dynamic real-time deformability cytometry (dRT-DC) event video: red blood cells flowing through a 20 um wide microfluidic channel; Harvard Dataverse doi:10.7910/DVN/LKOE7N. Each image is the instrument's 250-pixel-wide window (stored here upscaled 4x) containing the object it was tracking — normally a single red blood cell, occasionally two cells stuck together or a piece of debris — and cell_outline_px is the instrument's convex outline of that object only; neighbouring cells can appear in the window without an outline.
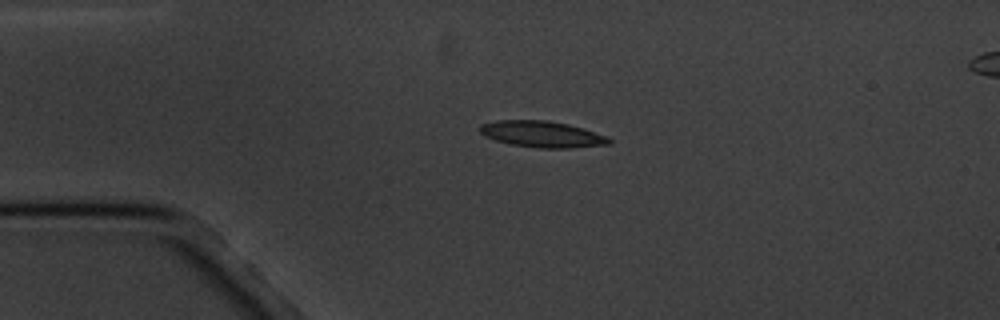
{"species": "common noctule bat (a hibernating species)", "species_latin": "Nyctalus noctula", "temperature_condition": "cold", "stored_images_in_passage": 5, "camera_frame_rate_fps": 3000, "um_per_image_px": 0.085, "animal": {"sex": "male", "body_mass_g": 20.1, "forearm_length_mm": 53.5}, "frame": {"image": 1, "passage_image": 3, "time_ms": 2.333, "image_size_px": [1000, 320], "cell_outline_px": [[612, 144], [568, 148], [540, 148], [508, 144], [484, 136], [480, 132], [480, 124], [496, 120], [548, 120], [568, 124], [584, 128], [608, 136], [612, 140]], "centroid_in_image_um": [46.1, 11.4], "position_along_channel_um": 38.9, "area_um2": 20.0}}
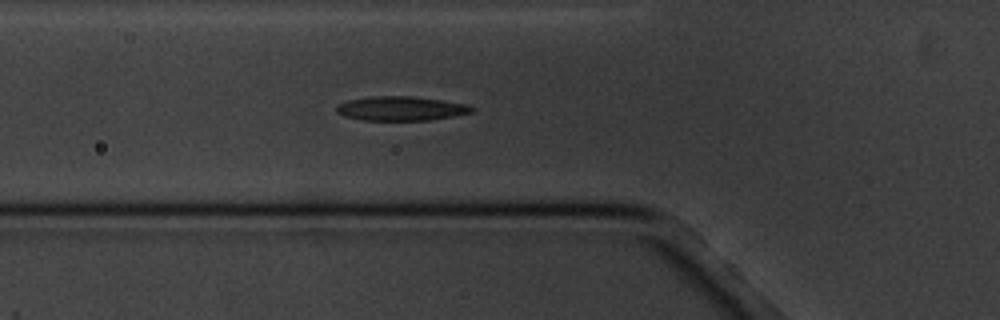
{"frame": {"image": 2, "passage_image": 5, "time_ms": 4.667, "image_size_px": [1000, 320], "cell_outline_px": [[476, 108], [472, 112], [452, 116], [428, 120], [360, 120], [344, 116], [336, 112], [336, 104], [348, 100], [368, 96], [412, 96], [444, 100], [468, 104]], "centroid_in_image_um": [34.06, 9.21], "position_along_channel_um": 91.7, "area_um2": 19.31}}